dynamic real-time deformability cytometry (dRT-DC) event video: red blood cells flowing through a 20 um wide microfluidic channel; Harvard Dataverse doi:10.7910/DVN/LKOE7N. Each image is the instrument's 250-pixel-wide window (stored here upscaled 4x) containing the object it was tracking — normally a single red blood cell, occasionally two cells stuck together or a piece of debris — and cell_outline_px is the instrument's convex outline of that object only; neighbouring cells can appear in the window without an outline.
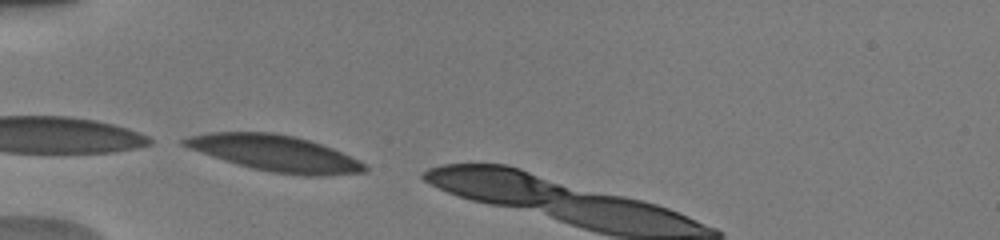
{"species": "human", "species_latin": "Homo sapiens", "temperature_condition": "warm", "stored_images_in_passage": 13, "camera_frame_rate_fps": 3000, "um_per_image_px": 0.085, "donor": {"sex": "male"}, "frame": {"image": 1, "passage_image": 1, "time_ms": 0.0, "image_size_px": [1000, 240], "cell_outline_px": [[368, 168], [364, 172], [320, 176], [304, 176], [272, 172], [252, 168], [224, 160], [188, 148], [180, 144], [180, 140], [188, 136], [208, 132], [272, 132], [296, 136], [332, 148], [364, 164]], "centroid_in_image_um": [23.32, 13.01], "position_along_channel_um": 61.7, "area_um2": 37.63}}
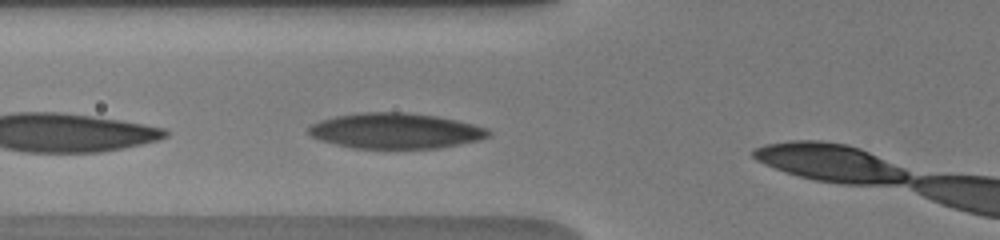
{"frame": {"image": 2, "passage_image": 3, "time_ms": 1.0, "image_size_px": [1000, 240], "cell_outline_px": [[492, 132], [488, 136], [480, 140], [440, 148], [352, 148], [320, 140], [312, 136], [308, 132], [308, 128], [312, 124], [320, 120], [336, 116], [360, 112], [404, 112], [436, 116], [456, 120], [488, 128]], "centroid_in_image_um": [33.63, 11.12], "position_along_channel_um": 92.2, "area_um2": 37.17}}
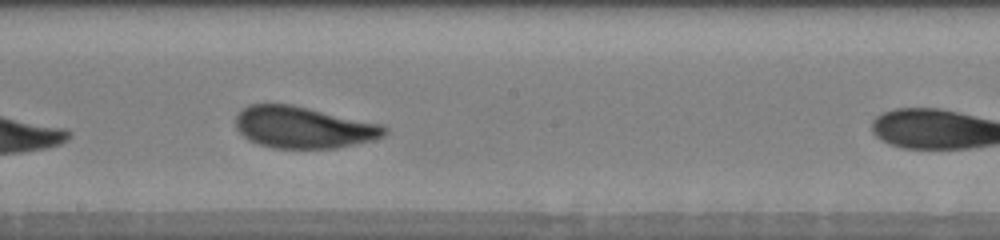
{"frame": {"image": 3, "passage_image": 10, "time_ms": 4.333, "image_size_px": [1000, 240], "cell_outline_px": [[388, 132], [384, 136], [372, 140], [336, 148], [272, 148], [248, 140], [236, 128], [236, 116], [248, 104], [292, 104], [384, 124], [388, 128]], "centroid_in_image_um": [25.82, 10.82], "position_along_channel_um": 222.4, "area_um2": 36.3}}